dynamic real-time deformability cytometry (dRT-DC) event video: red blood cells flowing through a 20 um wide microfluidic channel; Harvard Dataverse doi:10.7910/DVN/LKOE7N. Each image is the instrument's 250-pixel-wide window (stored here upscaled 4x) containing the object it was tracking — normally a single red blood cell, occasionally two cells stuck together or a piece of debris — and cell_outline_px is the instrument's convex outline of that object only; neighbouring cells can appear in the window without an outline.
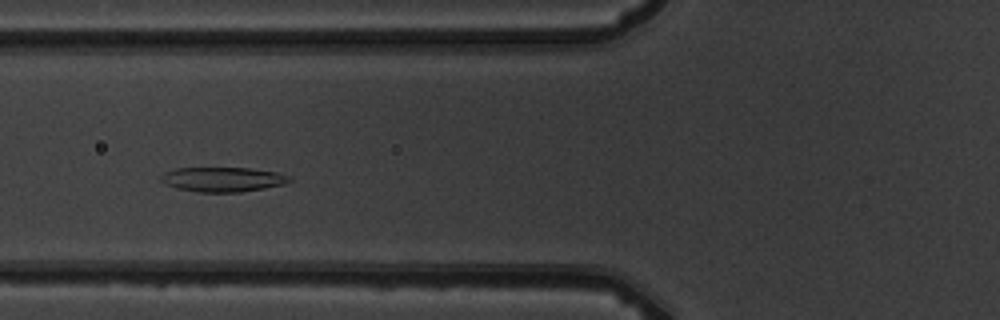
{"species": "common noctule bat (a hibernating species)", "species_latin": "Nyctalus noctula", "temperature_condition": "warm", "stored_images_in_passage": 5, "camera_frame_rate_fps": 3000, "um_per_image_px": 0.085, "animal": {"sex": "male", "body_mass_g": 19.5, "forearm_length_mm": 54.6}, "frame": {"image": 1, "passage_image": 5, "time_ms": 5.333, "image_size_px": [1000, 320], "cell_outline_px": [[292, 180], [284, 184], [264, 188], [240, 192], [196, 192], [176, 188], [164, 184], [160, 180], [160, 176], [164, 172], [176, 168], [248, 168], [276, 172], [292, 176]], "centroid_in_image_um": [18.91, 15.25], "position_along_channel_um": 106.9, "area_um2": 18.55}}